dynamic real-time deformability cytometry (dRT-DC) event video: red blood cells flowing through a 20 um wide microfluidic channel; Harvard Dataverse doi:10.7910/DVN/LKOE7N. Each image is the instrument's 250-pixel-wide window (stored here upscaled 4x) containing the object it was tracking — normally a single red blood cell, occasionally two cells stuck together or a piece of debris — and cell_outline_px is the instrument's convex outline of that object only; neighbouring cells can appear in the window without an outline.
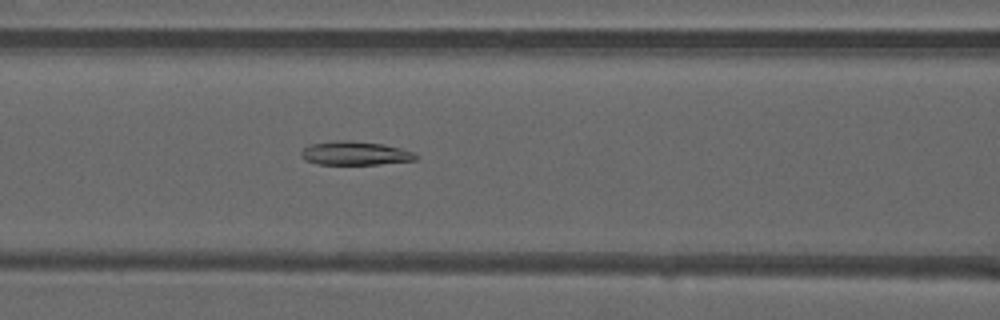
{"species": "common noctule bat (a hibernating species)", "species_latin": "Nyctalus noctula", "temperature_condition": "warm", "stored_images_in_passage": 30, "camera_frame_rate_fps": 3000, "um_per_image_px": 0.085, "animal": {"sex": "male", "forearm_length_mm": 52.5}, "frame": {"image": 1, "passage_image": 7, "time_ms": 2.0, "image_size_px": [1000, 320], "cell_outline_px": [[416, 160], [376, 164], [316, 164], [304, 160], [300, 156], [300, 152], [308, 144], [336, 140], [348, 140], [384, 144], [416, 152]], "centroid_in_image_um": [30.13, 13.02], "position_along_channel_um": 136.5, "area_um2": 15.95}}
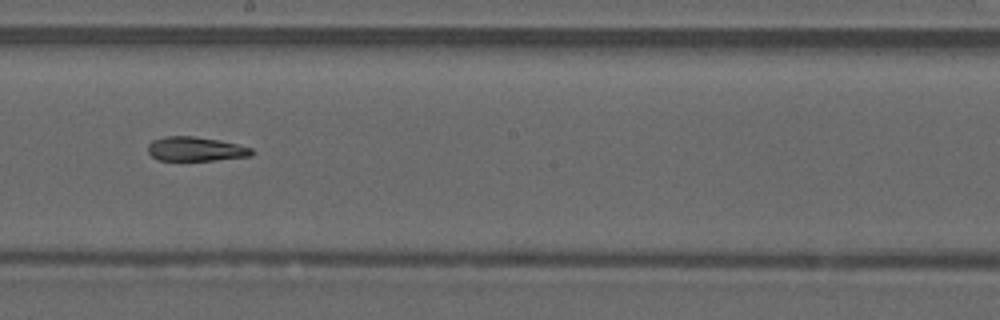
{"frame": {"image": 2, "passage_image": 14, "time_ms": 4.333, "image_size_px": [1000, 320], "cell_outline_px": [[256, 152], [252, 156], [216, 160], [160, 160], [152, 156], [148, 152], [148, 144], [152, 140], [164, 136], [196, 136], [220, 140], [252, 148]], "centroid_in_image_um": [16.66, 12.66], "position_along_channel_um": 231.5, "area_um2": 14.8}}
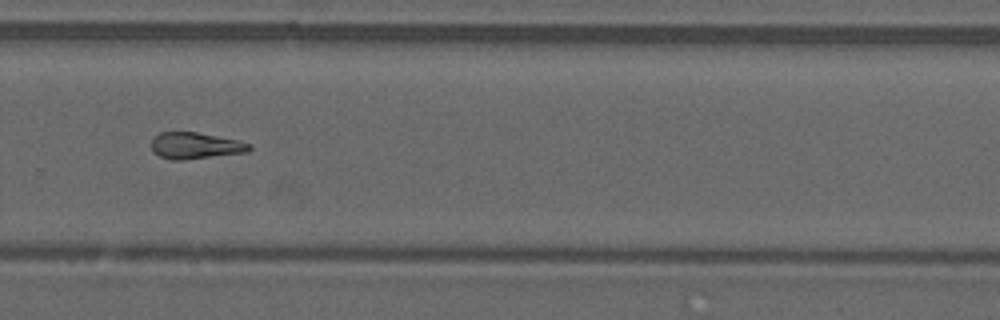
{"frame": {"image": 3, "passage_image": 20, "time_ms": 6.333, "image_size_px": [1000, 320], "cell_outline_px": [[252, 148], [248, 152], [180, 160], [172, 160], [160, 156], [152, 152], [152, 140], [160, 132], [196, 132], [236, 140], [252, 144]], "centroid_in_image_um": [16.6, 12.38], "position_along_channel_um": 313.2, "area_um2": 14.91}}